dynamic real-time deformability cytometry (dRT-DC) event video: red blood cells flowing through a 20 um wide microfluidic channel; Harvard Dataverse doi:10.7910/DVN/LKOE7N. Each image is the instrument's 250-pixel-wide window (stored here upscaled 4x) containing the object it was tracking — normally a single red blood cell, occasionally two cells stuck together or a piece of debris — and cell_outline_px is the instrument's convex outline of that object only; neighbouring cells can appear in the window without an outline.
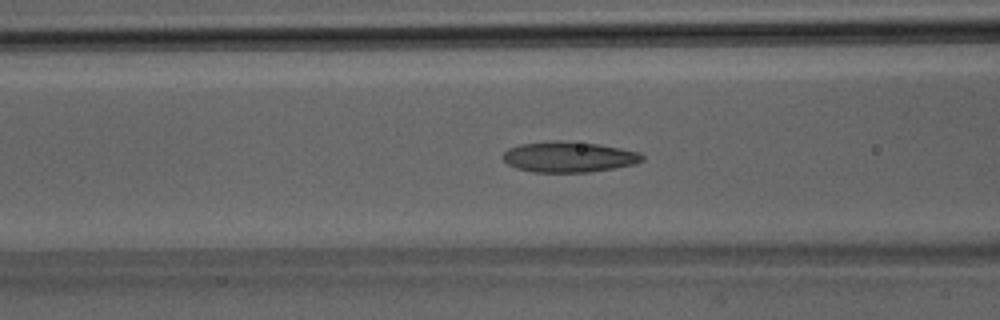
{"species": "Egyptian fruit bat (a non-hibernating species)", "species_latin": "Rousettus aegyptiacus", "temperature_condition": "room temperature", "stored_images_in_passage": 39, "camera_frame_rate_fps": 3000, "um_per_image_px": 0.085, "animal": {"sex": "male"}, "frame": {"image": 1, "passage_image": 16, "time_ms": 5.0, "image_size_px": [1000, 320], "cell_outline_px": [[644, 160], [636, 164], [588, 172], [532, 172], [516, 168], [508, 164], [504, 160], [504, 152], [508, 148], [520, 144], [552, 140], [560, 140], [596, 144], [620, 148], [640, 152], [644, 156]], "centroid_in_image_um": [48.35, 13.33], "position_along_channel_um": 118.3, "area_um2": 24.85}}
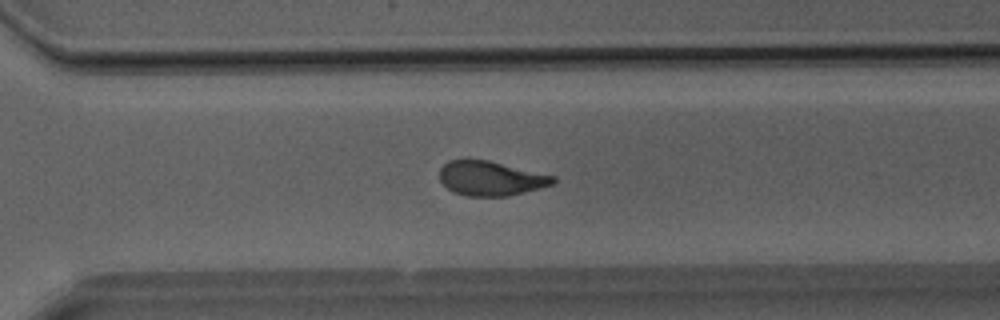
{"frame": {"image": 2, "passage_image": 28, "time_ms": 9.0, "image_size_px": [1000, 320], "cell_outline_px": [[556, 180], [552, 184], [508, 196], [468, 196], [452, 192], [440, 180], [440, 168], [448, 160], [488, 160], [556, 176]], "centroid_in_image_um": [41.7, 15.16], "position_along_channel_um": 328.9, "area_um2": 22.6}}
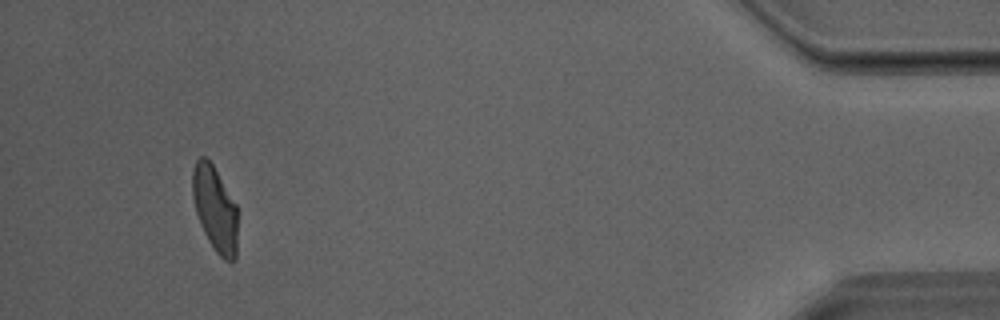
{"frame": {"image": 3, "passage_image": 37, "time_ms": 12.0, "image_size_px": [1000, 320], "cell_outline_px": [[236, 260], [232, 264], [224, 260], [212, 248], [200, 224], [196, 212], [192, 196], [192, 172], [196, 160], [200, 156], [204, 156], [212, 164], [236, 204]], "centroid_in_image_um": [18.26, 17.79], "position_along_channel_um": 416.9, "area_um2": 22.37}}